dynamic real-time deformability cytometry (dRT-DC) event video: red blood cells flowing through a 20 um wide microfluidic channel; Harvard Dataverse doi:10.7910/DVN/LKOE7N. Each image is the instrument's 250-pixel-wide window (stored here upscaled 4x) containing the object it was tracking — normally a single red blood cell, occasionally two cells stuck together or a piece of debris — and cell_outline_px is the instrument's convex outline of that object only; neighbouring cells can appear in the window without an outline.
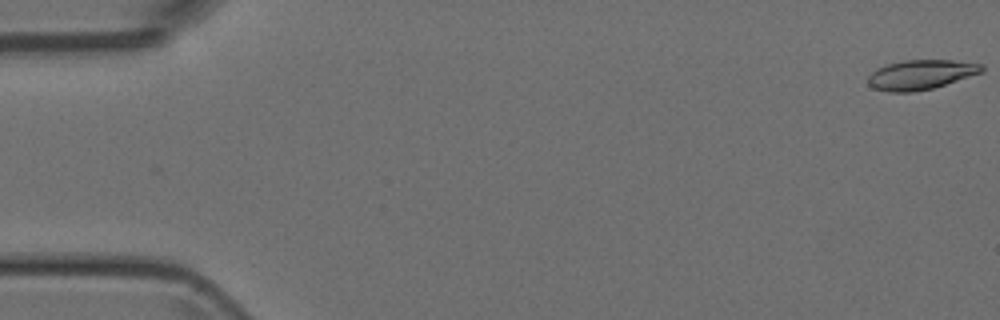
{"species": "Egyptian fruit bat (a non-hibernating species)", "species_latin": "Rousettus aegyptiacus", "temperature_condition": "room temperature", "stored_images_in_passage": 13, "camera_frame_rate_fps": 3000, "um_per_image_px": 0.085, "animal": {"sex": "female"}, "frame": {"image": 1, "passage_image": 1, "time_ms": 0.0, "image_size_px": [1000, 320], "cell_outline_px": [[984, 72], [932, 88], [912, 92], [888, 92], [872, 88], [868, 84], [868, 76], [876, 68], [888, 64], [904, 60], [952, 60], [984, 64]], "centroid_in_image_um": [78.27, 6.34], "position_along_channel_um": 6.7, "area_um2": 19.71}}